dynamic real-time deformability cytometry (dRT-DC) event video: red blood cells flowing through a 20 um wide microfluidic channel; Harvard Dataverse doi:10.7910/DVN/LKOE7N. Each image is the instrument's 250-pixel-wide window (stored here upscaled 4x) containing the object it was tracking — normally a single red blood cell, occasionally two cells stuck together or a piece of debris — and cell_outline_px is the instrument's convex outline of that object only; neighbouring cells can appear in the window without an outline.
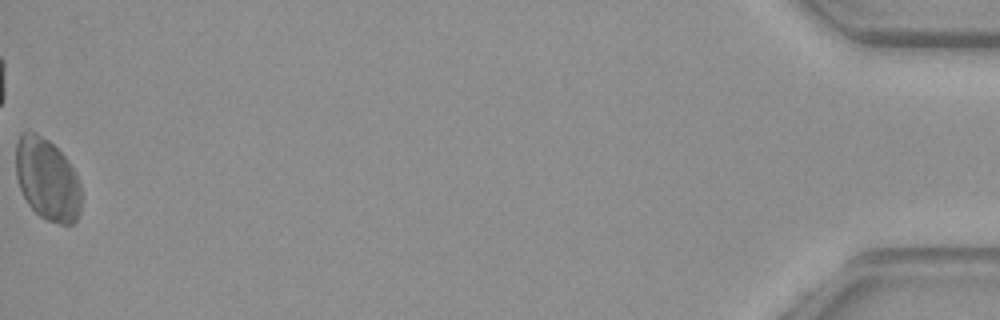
{"species": "common noctule bat (a hibernating species)", "species_latin": "Nyctalus noctula", "temperature_condition": "warm", "stored_images_in_passage": 43, "camera_frame_rate_fps": 3000, "um_per_image_px": 0.085, "animal": {"sex": "female", "body_mass_g": 29.2, "forearm_length_mm": 56.3}, "frame": {"image": 1, "passage_image": 43, "time_ms": 14.0, "image_size_px": [1000, 320], "cell_outline_px": [[80, 212], [76, 220], [72, 224], [60, 224], [48, 220], [40, 216], [28, 204], [20, 188], [16, 176], [16, 144], [20, 132], [36, 132], [48, 140], [68, 160], [76, 172], [80, 184]], "centroid_in_image_um": [4.01, 15.24], "position_along_channel_um": 431.2, "area_um2": 31.27}}